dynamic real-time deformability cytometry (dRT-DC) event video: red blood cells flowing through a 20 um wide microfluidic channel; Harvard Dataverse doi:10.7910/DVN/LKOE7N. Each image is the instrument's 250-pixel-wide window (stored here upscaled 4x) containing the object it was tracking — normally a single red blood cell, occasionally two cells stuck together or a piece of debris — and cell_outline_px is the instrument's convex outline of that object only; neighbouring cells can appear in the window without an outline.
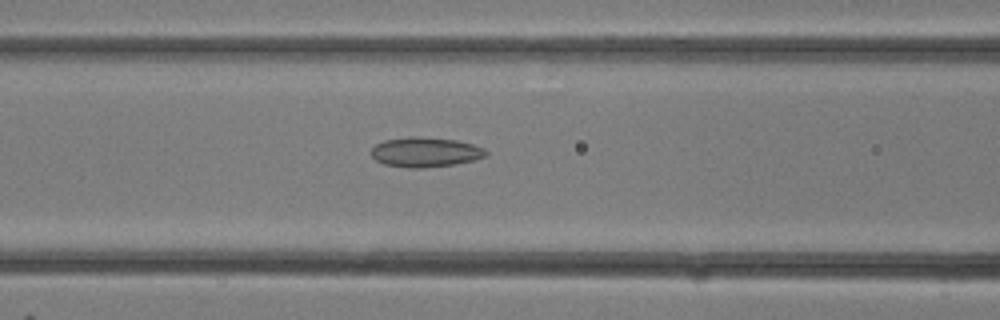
{"species": "common noctule bat (a hibernating species)", "species_latin": "Nyctalus noctula", "temperature_condition": "room temperature", "stored_images_in_passage": 29, "camera_frame_rate_fps": 3000, "um_per_image_px": 0.085, "animal": {"sex": "female"}, "frame": {"image": 1, "passage_image": 10, "time_ms": 3.0, "image_size_px": [1000, 320], "cell_outline_px": [[488, 152], [484, 156], [472, 160], [452, 164], [424, 168], [408, 168], [384, 164], [376, 160], [372, 156], [372, 148], [376, 144], [384, 140], [412, 136], [416, 136], [456, 140], [472, 144], [484, 148]], "centroid_in_image_um": [36.12, 12.92], "position_along_channel_um": 130.5, "area_um2": 19.71}}
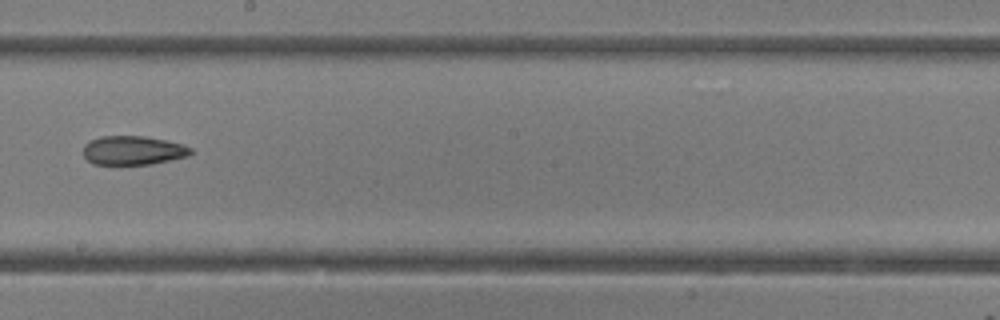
{"frame": {"image": 2, "passage_image": 15, "time_ms": 4.667, "image_size_px": [1000, 320], "cell_outline_px": [[192, 152], [188, 156], [152, 164], [92, 164], [84, 156], [84, 144], [88, 140], [100, 136], [144, 136], [184, 144], [192, 148]], "centroid_in_image_um": [11.3, 12.78], "position_along_channel_um": 236.9, "area_um2": 18.21}}
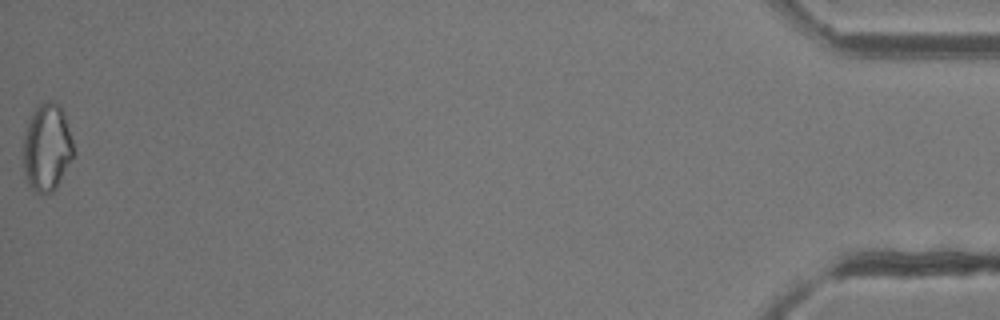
{"frame": {"image": 3, "passage_image": 29, "time_ms": 9.333, "image_size_px": [1000, 320], "cell_outline_px": [[76, 152], [56, 188], [52, 192], [36, 192], [28, 184], [24, 176], [24, 136], [28, 120], [32, 112], [40, 104], [48, 100], [52, 100], [60, 104], [64, 112]], "centroid_in_image_um": [4.01, 12.51], "position_along_channel_um": 431.2, "area_um2": 25.78}}